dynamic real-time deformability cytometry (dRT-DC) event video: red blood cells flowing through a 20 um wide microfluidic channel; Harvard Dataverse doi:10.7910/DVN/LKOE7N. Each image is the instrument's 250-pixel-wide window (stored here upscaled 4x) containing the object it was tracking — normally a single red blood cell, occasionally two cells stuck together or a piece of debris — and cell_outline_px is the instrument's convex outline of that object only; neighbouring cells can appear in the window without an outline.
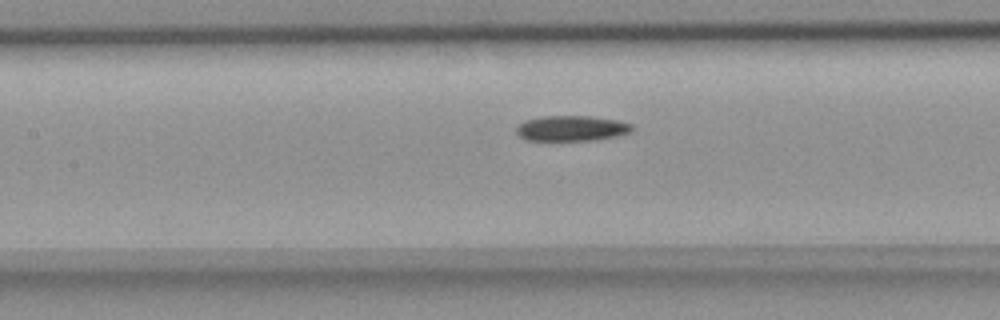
{"species": "common noctule bat (a hibernating species)", "species_latin": "Nyctalus noctula", "temperature_condition": "room temperature", "stored_images_in_passage": 40, "camera_frame_rate_fps": 3000, "um_per_image_px": 0.085, "animal": {"sex": "female", "body_mass_g": 18.4}, "frame": {"image": 1, "passage_image": 22, "time_ms": 7.0, "image_size_px": [1000, 320], "cell_outline_px": [[632, 128], [628, 132], [616, 136], [592, 140], [524, 140], [516, 132], [516, 128], [524, 120], [540, 116], [588, 116], [620, 120], [632, 124]], "centroid_in_image_um": [48.55, 10.9], "position_along_channel_um": 158.9, "area_um2": 17.05}}
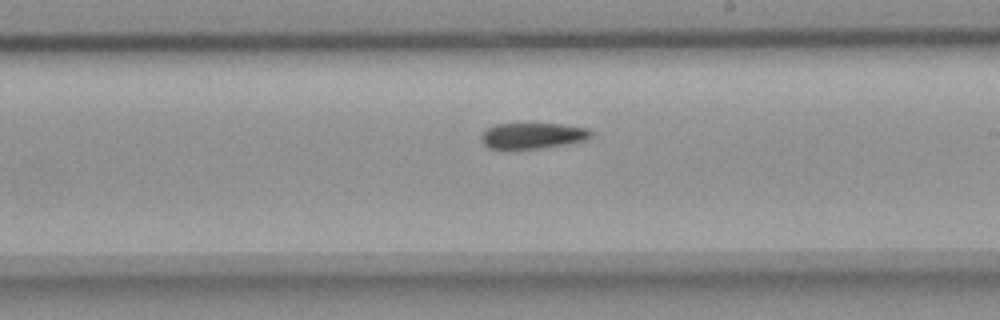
{"frame": {"image": 2, "passage_image": 29, "time_ms": 9.333, "image_size_px": [1000, 320], "cell_outline_px": [[592, 136], [584, 140], [568, 144], [540, 148], [488, 148], [480, 140], [480, 136], [484, 128], [496, 124], [560, 124], [588, 128], [592, 132]], "centroid_in_image_um": [45.25, 11.52], "position_along_channel_um": 243.8, "area_um2": 16.53}}
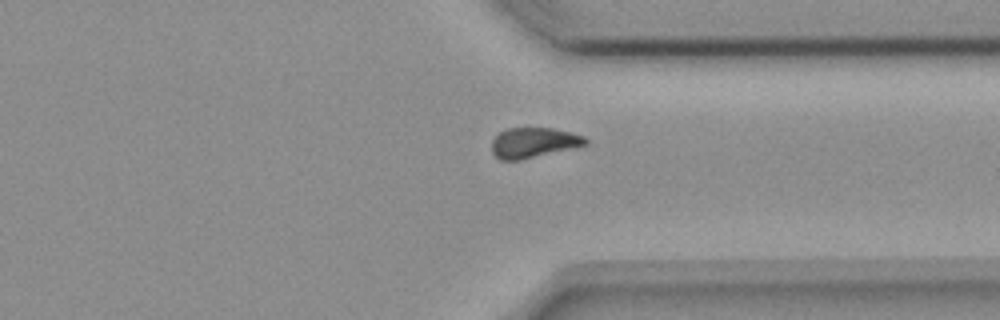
{"frame": {"image": 3, "passage_image": 39, "time_ms": 12.667, "image_size_px": [1000, 320], "cell_outline_px": [[588, 144], [572, 148], [520, 160], [500, 160], [492, 152], [492, 140], [504, 128], [552, 128], [572, 132], [584, 136], [588, 140]], "centroid_in_image_um": [45.35, 12.11], "position_along_channel_um": 366.0, "area_um2": 16.47}}